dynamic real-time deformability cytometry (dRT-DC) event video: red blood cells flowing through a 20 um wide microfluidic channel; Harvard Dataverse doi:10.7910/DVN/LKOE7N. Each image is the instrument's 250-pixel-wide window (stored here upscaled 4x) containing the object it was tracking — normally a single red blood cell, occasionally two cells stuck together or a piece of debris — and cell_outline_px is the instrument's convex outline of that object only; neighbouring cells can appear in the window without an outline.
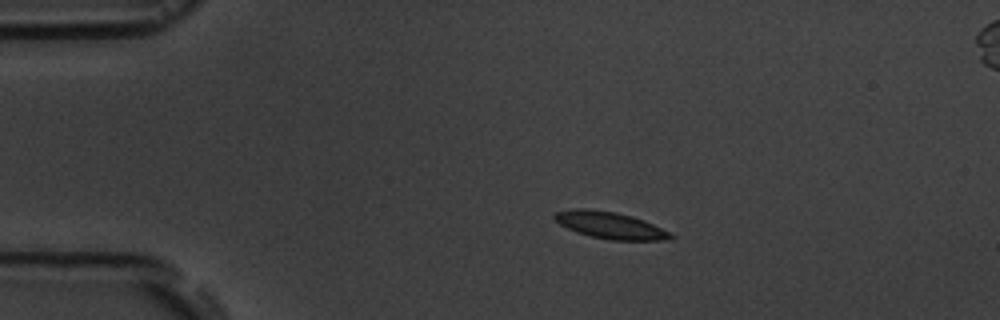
{"species": "common noctule bat (a hibernating species)", "species_latin": "Nyctalus noctula", "temperature_condition": "room temperature", "stored_images_in_passage": 5, "camera_frame_rate_fps": 3000, "um_per_image_px": 0.085, "animal": {"sex": "male", "body_mass_g": 19.5, "forearm_length_mm": 54.6}, "frame": {"image": 1, "passage_image": 3, "time_ms": 3.0, "image_size_px": [1000, 320], "cell_outline_px": [[676, 236], [672, 240], [612, 240], [592, 236], [576, 232], [560, 224], [552, 216], [556, 212], [576, 208], [588, 208], [616, 212], [632, 216], [644, 220]], "centroid_in_image_um": [51.87, 19.14], "position_along_channel_um": 33.1, "area_um2": 18.03}}
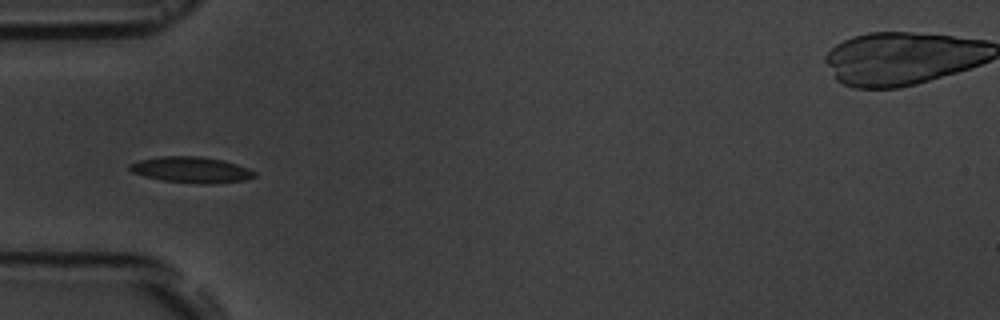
{"frame": {"image": 2, "passage_image": 5, "time_ms": 5.333, "image_size_px": [1000, 320], "cell_outline_px": [[256, 176], [244, 180], [204, 184], [200, 184], [160, 180], [144, 176], [132, 172], [128, 168], [128, 164], [140, 160], [160, 156], [200, 156], [224, 160], [248, 168], [256, 172]], "centroid_in_image_um": [16.24, 14.42], "position_along_channel_um": 68.8, "area_um2": 18.9}}